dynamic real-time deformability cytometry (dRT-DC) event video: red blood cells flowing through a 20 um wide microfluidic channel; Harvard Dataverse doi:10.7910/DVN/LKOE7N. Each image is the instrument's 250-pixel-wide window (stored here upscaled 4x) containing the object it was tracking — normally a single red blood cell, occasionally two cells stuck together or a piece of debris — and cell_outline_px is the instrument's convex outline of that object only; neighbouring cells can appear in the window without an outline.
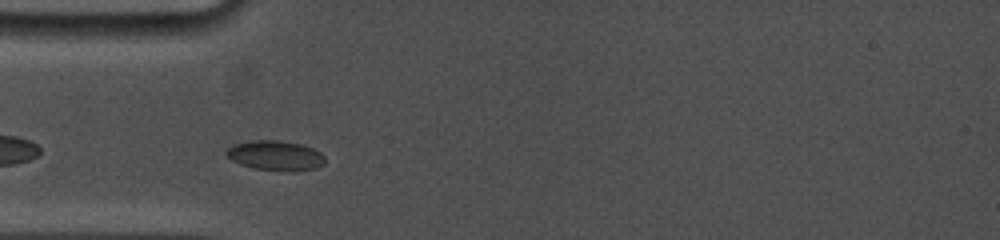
{"species": "common noctule bat (a hibernating species)", "species_latin": "Nyctalus noctula", "temperature_condition": "cold", "stored_images_in_passage": 51, "camera_frame_rate_fps": 5000, "um_per_image_px": 0.085, "animal": {"sex": "female", "body_mass_g": 19.0, "forearm_length_mm": 53.3}, "frame": {"image": 1, "passage_image": 7, "time_ms": 1.2, "image_size_px": [1000, 240], "cell_outline_px": [[324, 164], [316, 168], [292, 172], [256, 168], [240, 164], [232, 160], [224, 152], [232, 144], [252, 140], [280, 140], [300, 144], [312, 148], [320, 152], [324, 156]], "centroid_in_image_um": [23.41, 13.21], "position_along_channel_um": 61.6, "area_um2": 17.17}}
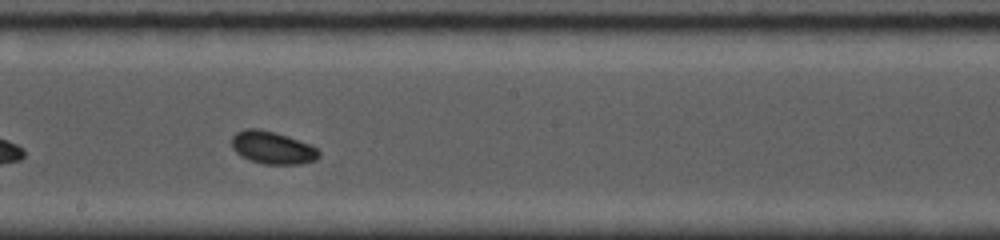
{"frame": {"image": 2, "passage_image": 29, "time_ms": 5.6, "image_size_px": [1000, 240], "cell_outline_px": [[320, 156], [316, 160], [300, 164], [264, 164], [248, 160], [240, 156], [232, 148], [232, 136], [236, 132], [244, 128], [260, 128], [276, 132], [312, 144], [320, 152]], "centroid_in_image_um": [23.16, 12.54], "position_along_channel_um": 225.0, "area_um2": 16.94}}
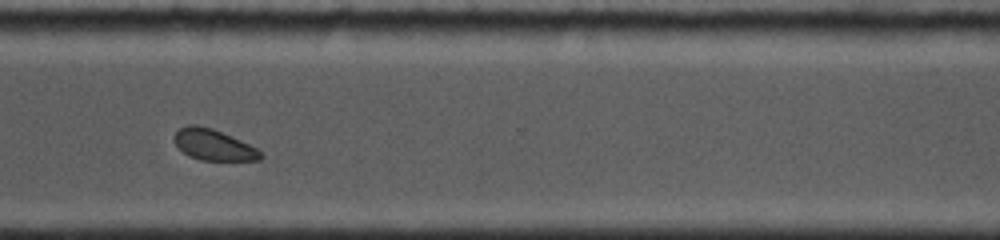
{"frame": {"image": 3, "passage_image": 43, "time_ms": 9.0, "image_size_px": [1000, 240], "cell_outline_px": [[264, 156], [260, 160], [200, 160], [188, 156], [176, 144], [172, 136], [180, 128], [188, 124], [196, 124], [212, 128], [232, 136], [256, 148]], "centroid_in_image_um": [18.13, 12.3], "position_along_channel_um": 352.5, "area_um2": 15.55}, "authors_computed_cell_mechanics": {"area_um2": 16.2418, "velocity_mm_per_s": 3.7381, "shape_relaxation_time_tau1_ms": 4.9594, "shape_relaxation_time_tau2_ms": null, "deformation_change_tau1": 0.1028, "deformation_change_tau2": null}}